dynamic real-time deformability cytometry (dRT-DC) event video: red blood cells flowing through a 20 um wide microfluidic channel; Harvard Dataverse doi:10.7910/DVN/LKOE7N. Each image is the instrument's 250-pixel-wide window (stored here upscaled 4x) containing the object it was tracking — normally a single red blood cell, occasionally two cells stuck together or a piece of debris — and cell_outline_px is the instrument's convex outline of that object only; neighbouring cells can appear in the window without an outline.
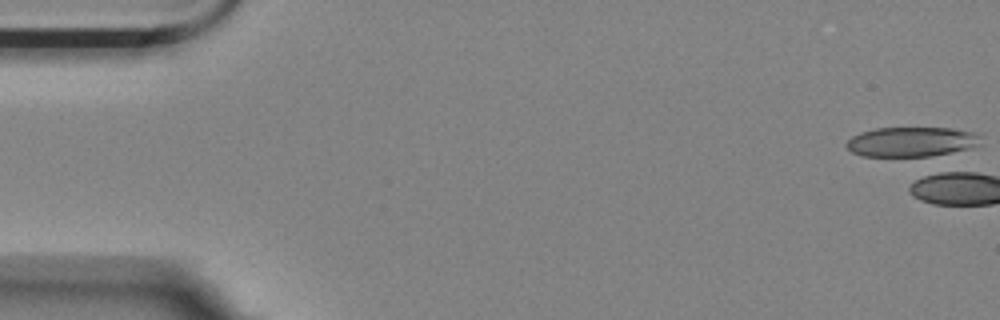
{"species": "Egyptian fruit bat (a non-hibernating species)", "species_latin": "Rousettus aegyptiacus", "temperature_condition": "room temperature", "stored_images_in_passage": 1, "camera_frame_rate_fps": 3000, "um_per_image_px": 0.085, "animal": {"sex": "female"}, "frame": {"image": 1, "passage_image": 1, "time_ms": 0.0, "image_size_px": [1000, 320], "cell_outline_px": [[980, 144], [972, 148], [944, 156], [924, 160], [860, 156], [852, 152], [844, 144], [852, 136], [860, 132], [876, 128], [952, 128], [980, 132]], "centroid_in_image_um": [77.54, 12.12], "position_along_channel_um": 7.5, "area_um2": 25.09}}